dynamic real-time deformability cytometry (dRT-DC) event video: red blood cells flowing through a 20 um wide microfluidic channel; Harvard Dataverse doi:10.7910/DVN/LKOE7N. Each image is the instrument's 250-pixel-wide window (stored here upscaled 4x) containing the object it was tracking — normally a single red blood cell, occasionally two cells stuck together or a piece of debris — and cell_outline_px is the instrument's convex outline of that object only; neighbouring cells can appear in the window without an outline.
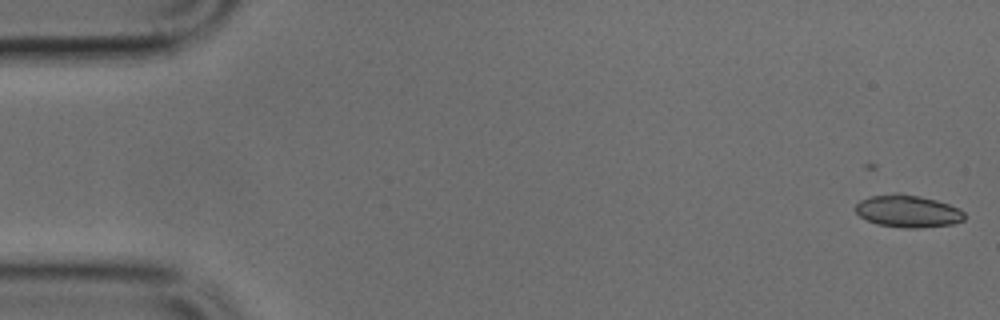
{"species": "common noctule bat (a hibernating species)", "species_latin": "Nyctalus noctula", "temperature_condition": "cold", "stored_images_in_passage": 17, "camera_frame_rate_fps": 3000, "um_per_image_px": 0.085, "animal": {"sex": "male", "body_mass_g": 17.9, "forearm_length_mm": 54.2}, "frame": {"image": 1, "passage_image": 1, "time_ms": 0.0, "image_size_px": [1000, 320], "cell_outline_px": [[964, 220], [952, 224], [920, 228], [904, 228], [876, 224], [860, 216], [856, 212], [856, 204], [860, 200], [868, 196], [896, 192], [900, 192], [920, 196], [936, 200], [960, 208], [964, 212]], "centroid_in_image_um": [77.16, 17.93], "position_along_channel_um": 7.8, "area_um2": 20.75}}
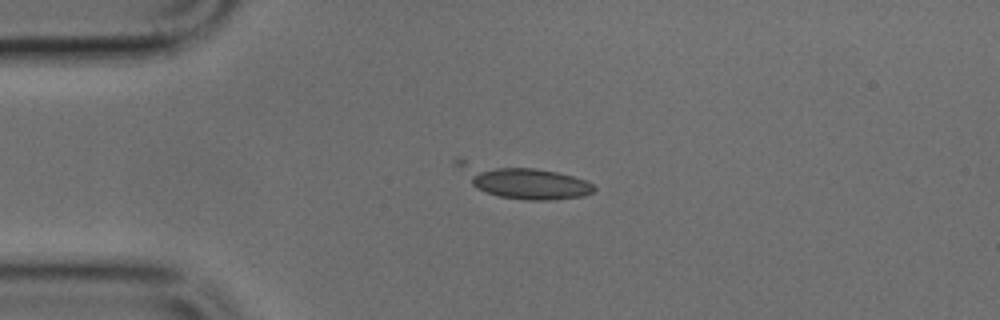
{"frame": {"image": 2, "passage_image": 11, "time_ms": 3.333, "image_size_px": [1000, 320], "cell_outline_px": [[596, 188], [592, 192], [584, 196], [556, 200], [528, 200], [500, 196], [476, 188], [472, 184], [472, 172], [496, 168], [536, 168], [556, 172], [572, 176], [584, 180], [592, 184]], "centroid_in_image_um": [45.11, 15.64], "position_along_channel_um": 39.9, "area_um2": 21.91}}